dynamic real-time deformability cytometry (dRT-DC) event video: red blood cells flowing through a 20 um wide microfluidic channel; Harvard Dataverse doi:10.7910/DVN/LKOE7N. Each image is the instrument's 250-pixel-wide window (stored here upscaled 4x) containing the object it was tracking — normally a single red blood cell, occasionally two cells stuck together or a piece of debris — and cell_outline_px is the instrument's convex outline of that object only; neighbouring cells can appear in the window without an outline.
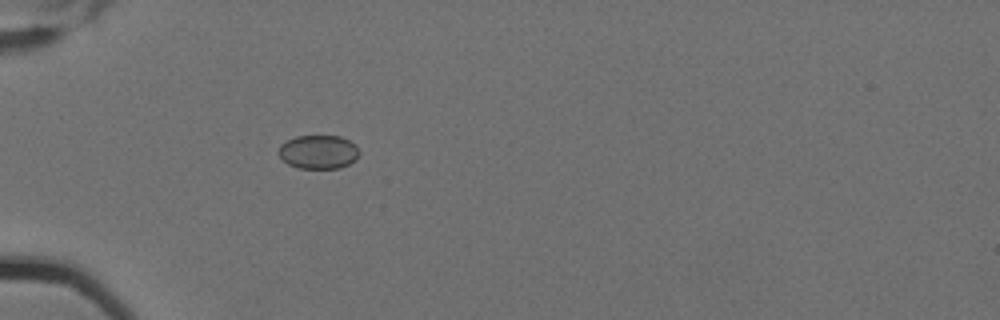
{"species": "Egyptian fruit bat (a non-hibernating species)", "species_latin": "Rousettus aegyptiacus", "temperature_condition": "cold", "stored_images_in_passage": 5, "camera_frame_rate_fps": 3000, "um_per_image_px": 0.085, "animal": {"sex": "female"}, "frame": {"image": 1, "passage_image": 5, "time_ms": 1.333, "image_size_px": [1000, 320], "cell_outline_px": [[360, 152], [356, 160], [340, 168], [300, 168], [288, 164], [280, 156], [280, 144], [296, 136], [340, 136], [356, 144]], "centroid_in_image_um": [27.11, 12.91], "position_along_channel_um": 57.9, "area_um2": 15.78}}